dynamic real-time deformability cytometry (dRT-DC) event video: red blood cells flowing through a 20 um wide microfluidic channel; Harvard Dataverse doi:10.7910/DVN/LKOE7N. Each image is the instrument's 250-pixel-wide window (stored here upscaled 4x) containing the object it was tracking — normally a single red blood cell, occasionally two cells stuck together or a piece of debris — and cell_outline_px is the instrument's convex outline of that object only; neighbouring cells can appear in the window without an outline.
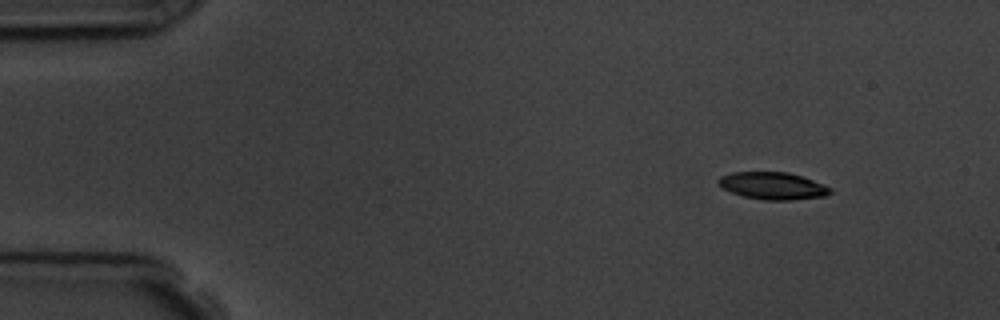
{"species": "common noctule bat (a hibernating species)", "species_latin": "Nyctalus noctula", "temperature_condition": "room temperature", "stored_images_in_passage": 10, "camera_frame_rate_fps": 3000, "um_per_image_px": 0.085, "animal": {"sex": "male", "body_mass_g": 19.5, "forearm_length_mm": 54.6}, "frame": {"image": 1, "passage_image": 1, "time_ms": 0.0, "image_size_px": [1000, 320], "cell_outline_px": [[832, 192], [824, 196], [792, 200], [764, 200], [744, 196], [732, 192], [724, 188], [716, 180], [720, 176], [732, 172], [788, 172], [824, 184], [832, 188]], "centroid_in_image_um": [65.7, 15.79], "position_along_channel_um": 19.3, "area_um2": 17.63}}
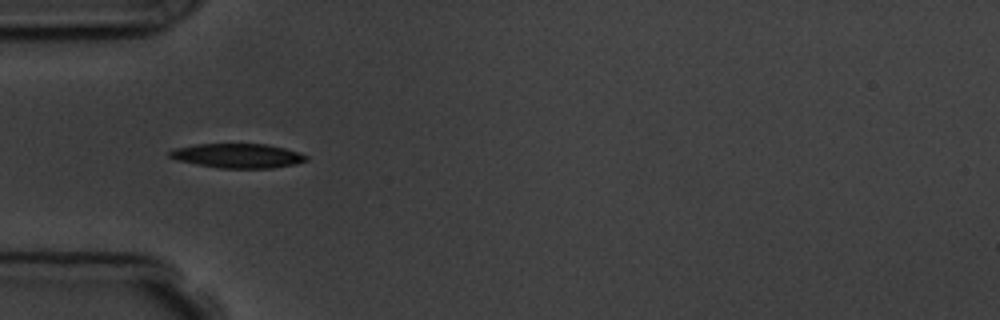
{"frame": {"image": 2, "passage_image": 4, "time_ms": 3.667, "image_size_px": [1000, 320], "cell_outline_px": [[308, 160], [296, 164], [272, 168], [220, 168], [196, 164], [176, 160], [168, 156], [168, 152], [172, 148], [196, 144], [268, 144], [300, 152], [308, 156]], "centroid_in_image_um": [20.19, 13.23], "position_along_channel_um": 64.8, "area_um2": 19.59}}